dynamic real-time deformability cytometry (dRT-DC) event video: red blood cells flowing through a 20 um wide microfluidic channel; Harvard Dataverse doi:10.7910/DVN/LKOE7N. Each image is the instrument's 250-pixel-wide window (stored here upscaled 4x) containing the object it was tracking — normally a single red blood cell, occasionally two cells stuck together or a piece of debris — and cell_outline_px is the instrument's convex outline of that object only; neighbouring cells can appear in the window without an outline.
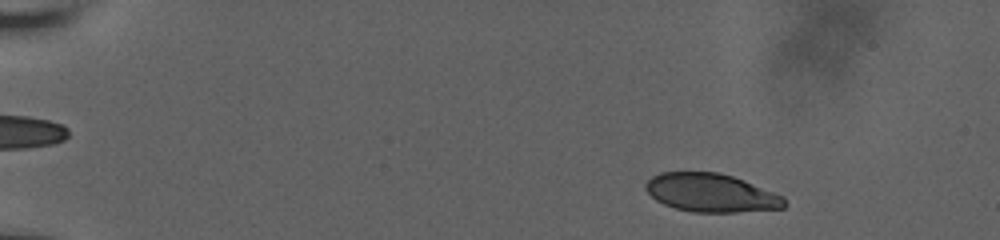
{"species": "human", "species_latin": "Homo sapiens", "temperature_condition": "room temperature", "stored_images_in_passage": 54, "camera_frame_rate_fps": 3000, "um_per_image_px": 0.085, "donor": {"sex": "male"}, "frame": {"image": 1, "passage_image": 6, "time_ms": 1.667, "image_size_px": [1000, 240], "cell_outline_px": [[788, 204], [784, 208], [736, 212], [692, 212], [676, 208], [664, 204], [656, 200], [644, 188], [644, 184], [652, 176], [660, 172], [716, 172], [732, 176], [744, 180], [784, 196]], "centroid_in_image_um": [60.45, 16.39], "position_along_channel_um": 24.5, "area_um2": 31.1}}
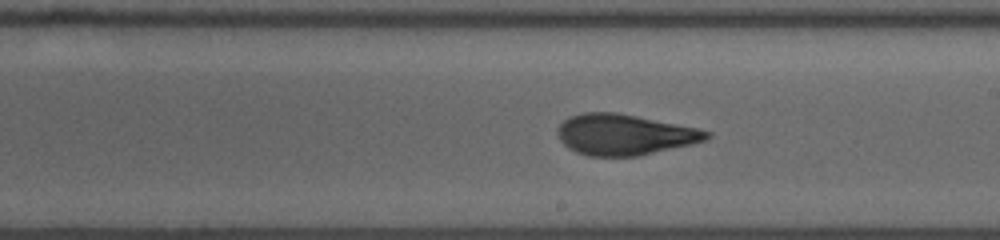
{"frame": {"image": 2, "passage_image": 32, "time_ms": 10.333, "image_size_px": [1000, 240], "cell_outline_px": [[712, 136], [704, 140], [692, 144], [636, 156], [588, 156], [576, 152], [568, 148], [560, 140], [556, 132], [556, 128], [568, 116], [584, 112], [616, 112], [696, 128], [712, 132]], "centroid_in_image_um": [53.03, 11.44], "position_along_channel_um": 236.0, "area_um2": 35.32}}
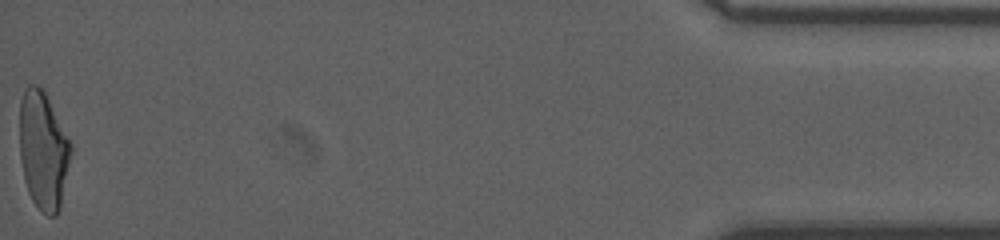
{"frame": {"image": 3, "passage_image": 54, "time_ms": 17.667, "image_size_px": [1000, 240], "cell_outline_px": [[72, 152], [60, 208], [56, 216], [48, 216], [32, 200], [28, 192], [24, 180], [20, 156], [20, 100], [24, 88], [28, 84], [36, 84], [44, 88], [72, 148]], "centroid_in_image_um": [3.66, 12.75], "position_along_channel_um": 431.5, "area_um2": 35.26}, "authors_computed_cell_mechanics": {"area_um2": 34.68, "velocity_mm_per_s": 3.8466, "shape_relaxation_time_tau1_ms": 7.0929, "shape_relaxation_time_tau2_ms": 1.1725, "deformation_change_tau1": 0.2157, "deformation_change_tau2": 0.0814}}